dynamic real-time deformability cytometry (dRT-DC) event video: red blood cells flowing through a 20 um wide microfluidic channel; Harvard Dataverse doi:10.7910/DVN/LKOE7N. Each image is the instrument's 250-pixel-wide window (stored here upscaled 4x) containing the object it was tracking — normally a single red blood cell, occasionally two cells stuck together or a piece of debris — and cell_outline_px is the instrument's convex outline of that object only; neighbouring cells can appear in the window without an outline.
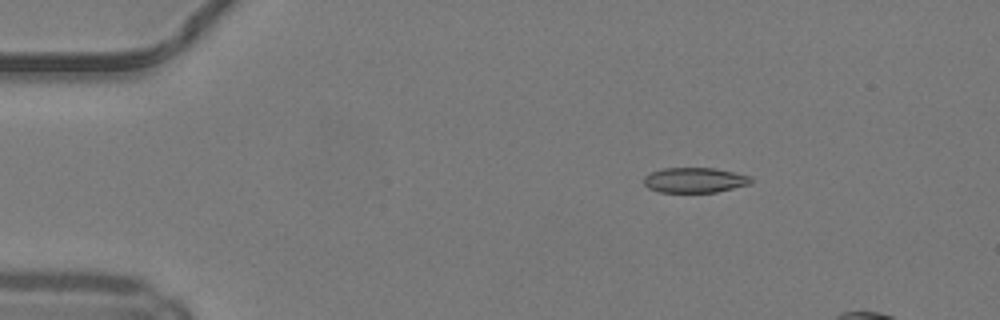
{"species": "common noctule bat (a hibernating species)", "species_latin": "Nyctalus noctula", "temperature_condition": "warm", "stored_images_in_passage": 11, "camera_frame_rate_fps": 3000, "um_per_image_px": 0.085, "animal": {"sex": "male", "body_mass_g": 19.2, "forearm_length_mm": 51.8}, "frame": {"image": 1, "passage_image": 4, "time_ms": 1.0, "image_size_px": [1000, 320], "cell_outline_px": [[752, 184], [716, 192], [660, 192], [648, 188], [644, 184], [644, 176], [648, 172], [664, 168], [716, 168], [752, 176]], "centroid_in_image_um": [59.06, 15.3], "position_along_channel_um": 25.9, "area_um2": 15.9}}